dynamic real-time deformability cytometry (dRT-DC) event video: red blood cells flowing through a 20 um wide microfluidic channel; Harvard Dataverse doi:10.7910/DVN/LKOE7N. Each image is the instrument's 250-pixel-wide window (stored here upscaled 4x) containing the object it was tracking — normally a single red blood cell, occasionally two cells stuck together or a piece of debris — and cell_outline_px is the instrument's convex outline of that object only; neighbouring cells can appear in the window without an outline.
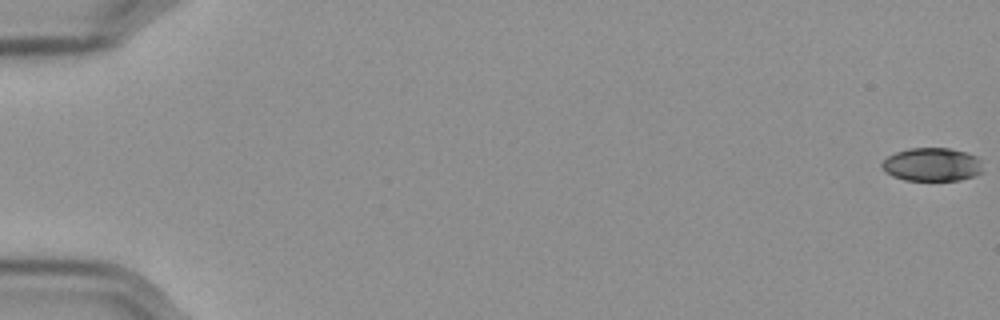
{"species": "Egyptian fruit bat (a non-hibernating species)", "species_latin": "Rousettus aegyptiacus", "temperature_condition": "cold", "stored_images_in_passage": 15, "camera_frame_rate_fps": 3000, "um_per_image_px": 0.085, "frame": {"image": 1, "passage_image": 1, "time_ms": 0.0, "image_size_px": [1000, 320], "cell_outline_px": [[984, 172], [976, 176], [960, 180], [904, 180], [892, 176], [884, 172], [880, 164], [888, 156], [896, 152], [908, 148], [948, 148], [964, 152], [976, 156], [980, 160]], "centroid_in_image_um": [79.22, 13.99], "position_along_channel_um": 5.8, "area_um2": 19.83}}